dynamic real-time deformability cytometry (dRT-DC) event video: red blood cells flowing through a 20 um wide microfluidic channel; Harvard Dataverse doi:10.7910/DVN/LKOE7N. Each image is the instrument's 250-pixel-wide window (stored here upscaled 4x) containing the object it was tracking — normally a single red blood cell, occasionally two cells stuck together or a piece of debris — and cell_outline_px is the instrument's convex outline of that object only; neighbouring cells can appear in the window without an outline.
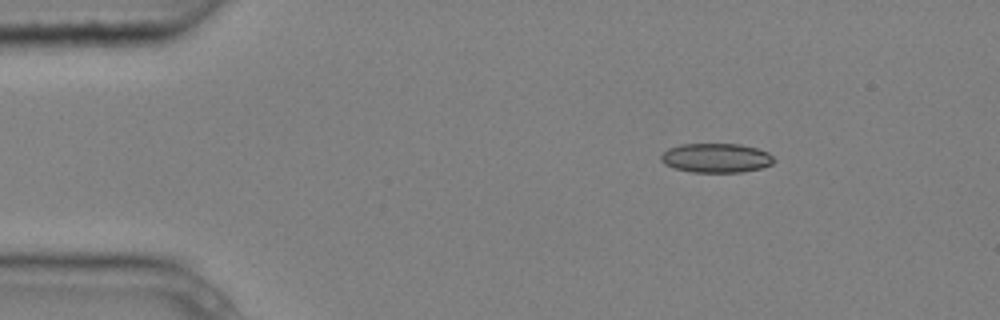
{"species": "common noctule bat (a hibernating species)", "species_latin": "Nyctalus noctula", "temperature_condition": "cold", "stored_images_in_passage": 5, "camera_frame_rate_fps": 3000, "um_per_image_px": 0.085, "animal": {"sex": "male", "body_mass_g": 20.4}, "frame": {"image": 1, "passage_image": 1, "time_ms": 0.0, "image_size_px": [1000, 320], "cell_outline_px": [[776, 160], [772, 164], [760, 168], [740, 172], [692, 172], [676, 168], [664, 164], [660, 160], [660, 156], [668, 148], [680, 144], [740, 144], [756, 148], [768, 152]], "centroid_in_image_um": [60.87, 13.42], "position_along_channel_um": 24.1, "area_um2": 19.25}}
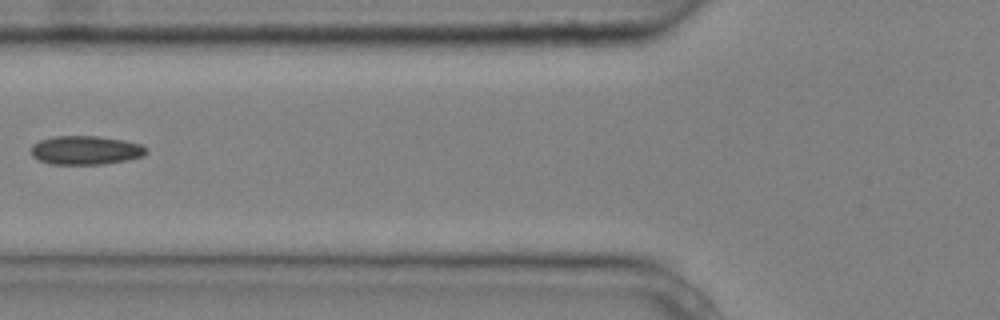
{"frame": {"image": 2, "passage_image": 4, "time_ms": 1.0, "image_size_px": [1000, 320], "cell_outline_px": [[148, 152], [144, 156], [128, 160], [104, 164], [52, 164], [40, 160], [32, 156], [32, 144], [40, 140], [52, 136], [100, 136], [124, 140], [140, 144], [148, 148]], "centroid_in_image_um": [7.32, 12.76], "position_along_channel_um": 118.5, "area_um2": 19.48}}
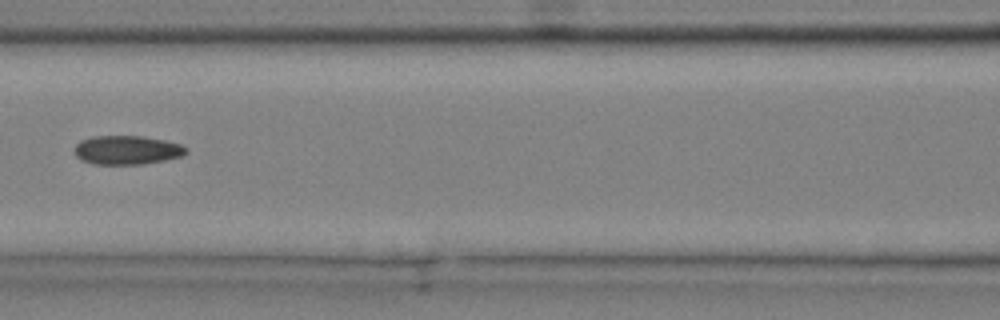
{"frame": {"image": 3, "passage_image": 5, "time_ms": 1.333, "image_size_px": [1000, 320], "cell_outline_px": [[188, 152], [180, 156], [164, 160], [144, 164], [92, 164], [80, 160], [76, 156], [76, 144], [80, 140], [92, 136], [144, 136], [164, 140], [180, 144], [188, 148]], "centroid_in_image_um": [10.79, 12.75], "position_along_channel_um": 155.8, "area_um2": 18.84}}